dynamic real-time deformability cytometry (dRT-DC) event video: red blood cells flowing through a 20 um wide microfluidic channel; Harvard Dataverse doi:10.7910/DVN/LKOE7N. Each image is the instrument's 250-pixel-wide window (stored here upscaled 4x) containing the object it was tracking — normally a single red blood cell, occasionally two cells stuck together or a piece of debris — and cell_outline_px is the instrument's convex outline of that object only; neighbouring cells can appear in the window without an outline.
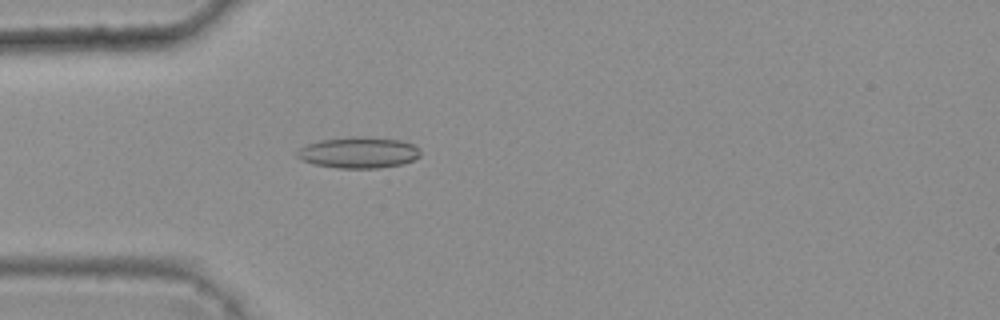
{"species": "common noctule bat (a hibernating species)", "species_latin": "Nyctalus noctula", "temperature_condition": "warm", "stored_images_in_passage": 3, "camera_frame_rate_fps": 3000, "um_per_image_px": 0.085, "animal": {"sex": "female", "body_mass_g": 25.1}, "frame": {"image": 1, "passage_image": 3, "time_ms": 0.667, "image_size_px": [1000, 320], "cell_outline_px": [[420, 156], [412, 160], [400, 164], [380, 168], [336, 168], [316, 164], [304, 160], [296, 156], [296, 152], [300, 148], [308, 144], [320, 140], [356, 136], [364, 136], [400, 140], [412, 144], [420, 148]], "centroid_in_image_um": [30.5, 12.96], "position_along_channel_um": 54.5, "area_um2": 22.25}}